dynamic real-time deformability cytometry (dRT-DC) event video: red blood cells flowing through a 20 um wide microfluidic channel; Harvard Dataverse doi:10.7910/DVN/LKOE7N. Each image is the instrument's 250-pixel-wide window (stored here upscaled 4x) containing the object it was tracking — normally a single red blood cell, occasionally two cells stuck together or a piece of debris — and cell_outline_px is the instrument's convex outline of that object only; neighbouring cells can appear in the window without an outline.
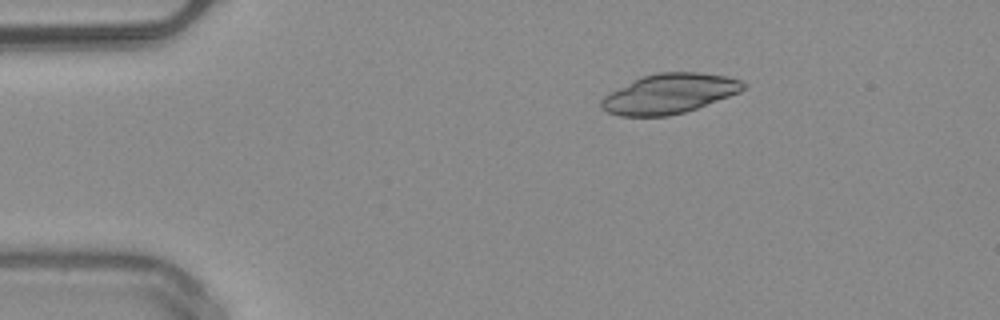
{"species": "common noctule bat (a hibernating species)", "species_latin": "Nyctalus noctula", "temperature_condition": "warm", "stored_images_in_passage": 42, "camera_frame_rate_fps": 3000, "um_per_image_px": 0.085, "animal": {"sex": "male", "body_mass_g": 20.4}, "frame": {"image": 1, "passage_image": 1, "time_ms": 0.0, "image_size_px": [1000, 320], "cell_outline_px": [[748, 88], [740, 92], [696, 108], [684, 112], [668, 116], [620, 116], [608, 112], [600, 108], [600, 100], [604, 96], [640, 76], [660, 72], [700, 72], [728, 76], [740, 80], [748, 84]], "centroid_in_image_um": [56.91, 7.95], "position_along_channel_um": 28.1, "area_um2": 33.0}}